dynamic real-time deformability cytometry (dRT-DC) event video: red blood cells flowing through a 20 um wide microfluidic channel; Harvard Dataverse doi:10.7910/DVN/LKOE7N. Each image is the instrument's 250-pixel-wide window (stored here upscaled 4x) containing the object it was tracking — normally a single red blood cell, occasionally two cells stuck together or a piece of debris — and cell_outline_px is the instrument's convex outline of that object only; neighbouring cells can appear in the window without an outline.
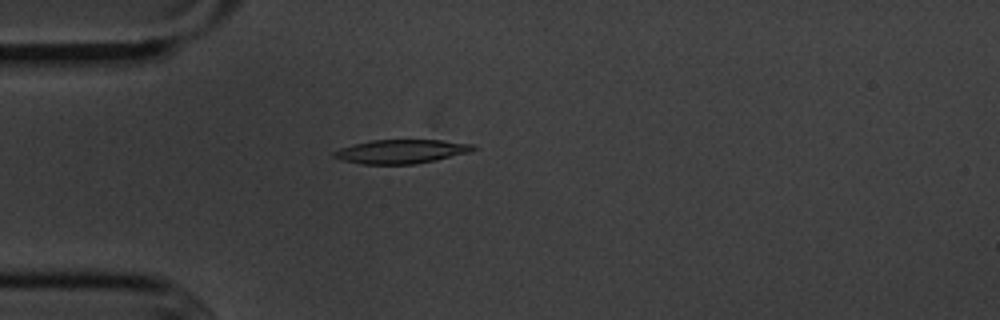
{"species": "common noctule bat (a hibernating species)", "species_latin": "Nyctalus noctula", "temperature_condition": "cold", "stored_images_in_passage": 48, "camera_frame_rate_fps": 3000, "um_per_image_px": 0.085, "animal": {"sex": "male", "body_mass_g": 20.1, "forearm_length_mm": 53.5}, "frame": {"image": 1, "passage_image": 8, "time_ms": 2.333, "image_size_px": [1000, 320], "cell_outline_px": [[476, 148], [468, 152], [436, 160], [416, 164], [360, 164], [340, 160], [332, 156], [332, 152], [340, 148], [352, 144], [372, 140], [440, 140], [472, 144]], "centroid_in_image_um": [34.03, 12.88], "position_along_channel_um": 51.0, "area_um2": 19.36}}
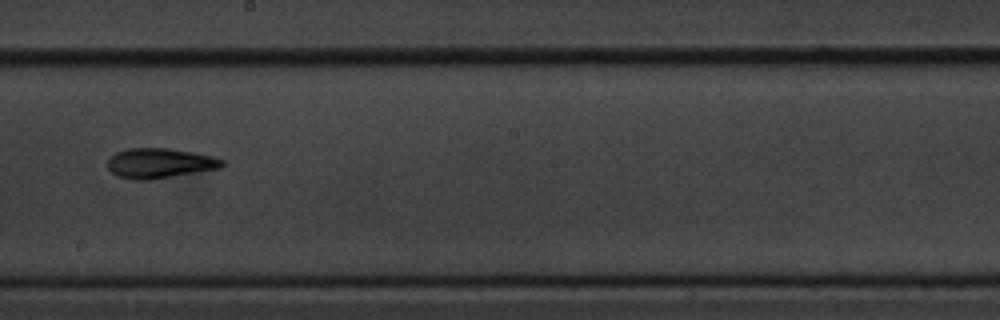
{"frame": {"image": 2, "passage_image": 24, "time_ms": 7.667, "image_size_px": [1000, 320], "cell_outline_px": [[228, 164], [220, 168], [152, 180], [136, 180], [120, 176], [112, 172], [108, 168], [108, 160], [116, 152], [128, 148], [168, 148], [192, 152], [212, 156], [224, 160]], "centroid_in_image_um": [13.62, 13.87], "position_along_channel_um": 234.6, "area_um2": 20.0}}
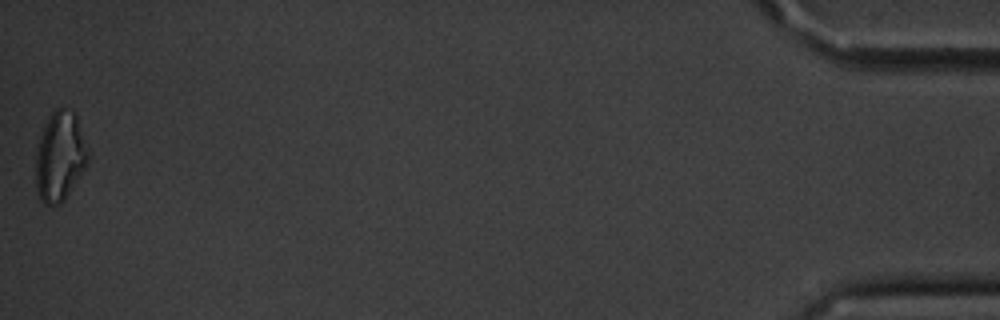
{"frame": {"image": 3, "passage_image": 48, "time_ms": 15.667, "image_size_px": [1000, 320], "cell_outline_px": [[88, 160], [84, 168], [64, 200], [60, 204], [44, 204], [40, 200], [36, 188], [36, 156], [40, 136], [48, 116], [56, 108], [72, 108], [76, 116], [88, 152]], "centroid_in_image_um": [5.07, 13.28], "position_along_channel_um": 430.1, "area_um2": 26.88}, "authors_computed_cell_mechanics": {"area_um2": 19.4497, "velocity_mm_per_s": 3.6207, "shape_relaxation_time_tau1_ms": 4.1521, "shape_relaxation_time_tau2_ms": 2.4698, "deformation_change_tau1": 0.1558, "deformation_change_tau2": 0.0938}}